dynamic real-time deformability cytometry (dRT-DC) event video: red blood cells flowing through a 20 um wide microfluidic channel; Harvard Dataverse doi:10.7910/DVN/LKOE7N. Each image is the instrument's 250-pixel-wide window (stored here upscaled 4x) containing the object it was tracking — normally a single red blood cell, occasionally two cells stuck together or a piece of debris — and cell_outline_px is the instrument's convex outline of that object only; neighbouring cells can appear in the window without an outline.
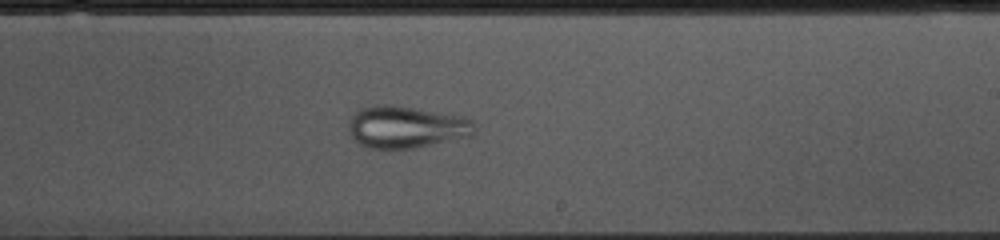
{"species": "common noctule bat (a hibernating species)", "species_latin": "Nyctalus noctula", "temperature_condition": "cold", "stored_images_in_passage": 42, "camera_frame_rate_fps": 3000, "um_per_image_px": 0.085, "animal": {"sex": "female", "body_mass_g": 10.0, "forearm_length_mm": 53.1}, "frame": {"image": 1, "passage_image": 19, "time_ms": 6.0, "image_size_px": [1000, 240], "cell_outline_px": [[476, 128], [472, 136], [416, 148], [372, 148], [360, 144], [352, 136], [348, 128], [348, 124], [356, 108], [376, 104], [388, 104], [464, 116], [472, 120]], "centroid_in_image_um": [34.53, 10.78], "position_along_channel_um": 254.5, "area_um2": 31.04}}
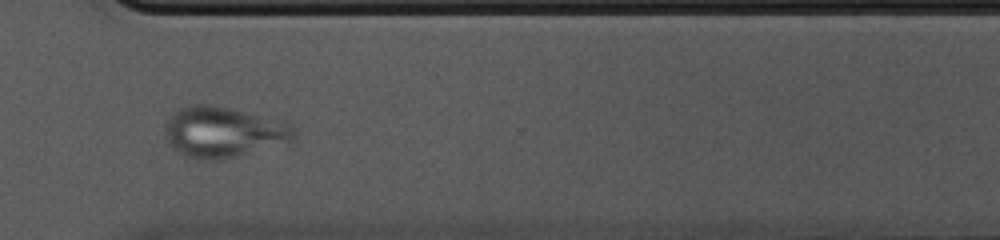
{"frame": {"image": 2, "passage_image": 27, "time_ms": 8.667, "image_size_px": [1000, 240], "cell_outline_px": [[296, 140], [292, 144], [224, 160], [200, 160], [188, 156], [180, 152], [168, 140], [168, 120], [176, 108], [192, 104], [212, 104], [232, 108], [288, 120], [296, 128]], "centroid_in_image_um": [19.2, 11.22], "position_along_channel_um": 351.4, "area_um2": 39.3}}
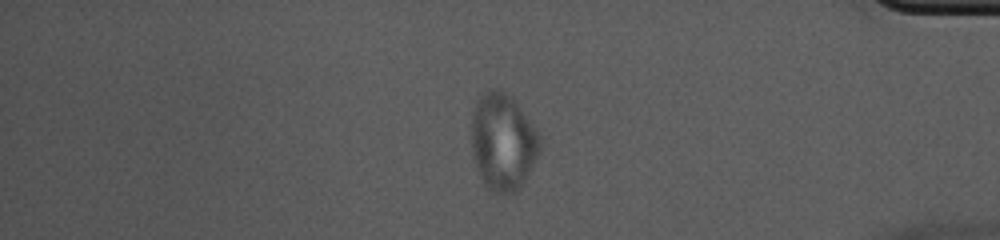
{"frame": {"image": 3, "passage_image": 33, "time_ms": 10.667, "image_size_px": [1000, 240], "cell_outline_px": [[540, 148], [524, 180], [516, 192], [496, 192], [488, 188], [484, 184], [476, 168], [472, 156], [472, 112], [476, 100], [484, 92], [492, 88], [500, 88], [512, 96], [536, 128], [540, 136]], "centroid_in_image_um": [42.72, 12.0], "position_along_channel_um": 392.5, "area_um2": 38.55}}